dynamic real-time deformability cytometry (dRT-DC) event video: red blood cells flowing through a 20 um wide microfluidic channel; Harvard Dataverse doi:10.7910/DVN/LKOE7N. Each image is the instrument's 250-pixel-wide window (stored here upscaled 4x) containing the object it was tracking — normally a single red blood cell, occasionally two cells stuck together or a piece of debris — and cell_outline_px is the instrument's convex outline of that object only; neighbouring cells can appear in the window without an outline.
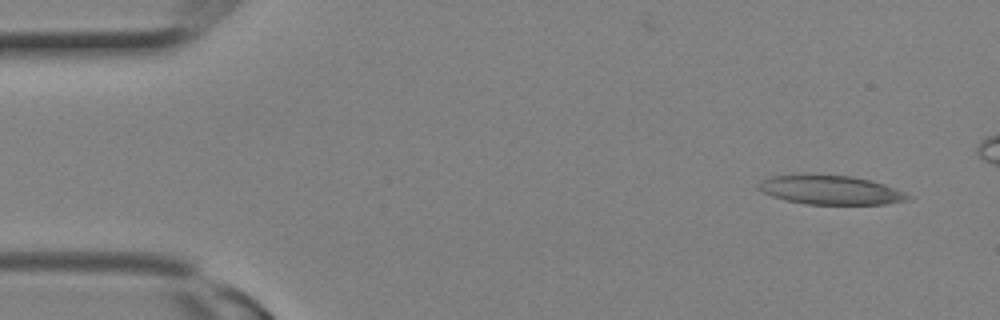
{"species": "Egyptian fruit bat (a non-hibernating species)", "species_latin": "Rousettus aegyptiacus", "temperature_condition": "room temperature", "stored_images_in_passage": 7, "camera_frame_rate_fps": 3000, "um_per_image_px": 0.085, "animal": {"sex": "female"}, "frame": {"image": 1, "passage_image": 1, "time_ms": 0.0, "image_size_px": [1000, 320], "cell_outline_px": [[912, 196], [908, 200], [884, 204], [804, 204], [784, 200], [772, 196], [764, 192], [756, 184], [760, 180], [768, 176], [852, 176], [884, 184], [904, 192]], "centroid_in_image_um": [70.6, 16.17], "position_along_channel_um": 14.4, "area_um2": 24.74}}